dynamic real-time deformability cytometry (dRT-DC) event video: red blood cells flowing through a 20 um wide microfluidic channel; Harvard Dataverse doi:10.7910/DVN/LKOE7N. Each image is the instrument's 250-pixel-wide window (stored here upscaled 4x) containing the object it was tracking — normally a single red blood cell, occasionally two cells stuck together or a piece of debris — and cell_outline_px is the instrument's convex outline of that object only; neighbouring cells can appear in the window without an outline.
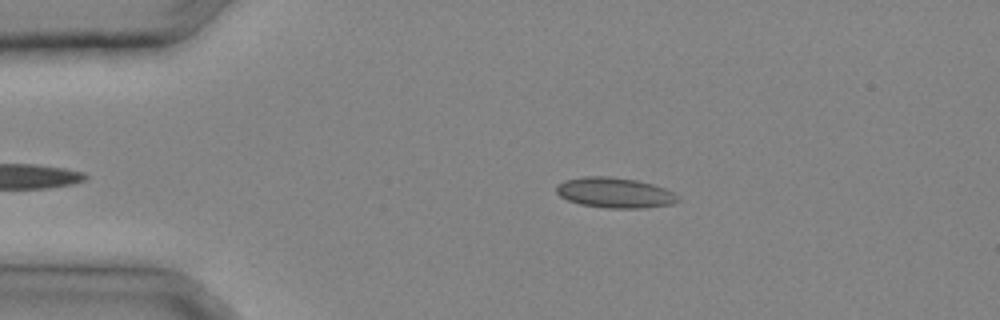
{"species": "common noctule bat (a hibernating species)", "species_latin": "Nyctalus noctula", "temperature_condition": "cold", "stored_images_in_passage": 26, "camera_frame_rate_fps": 3000, "um_per_image_px": 0.085, "animal": {"sex": "male", "body_mass_g": 20.4}, "frame": {"image": 1, "passage_image": 1, "time_ms": 0.0, "image_size_px": [1000, 320], "cell_outline_px": [[680, 200], [672, 204], [644, 208], [608, 208], [580, 204], [568, 200], [560, 196], [556, 192], [556, 184], [564, 180], [584, 176], [608, 176], [636, 180], [652, 184], [664, 188], [680, 196]], "centroid_in_image_um": [52.25, 16.38], "position_along_channel_um": 32.8, "area_um2": 21.56}}
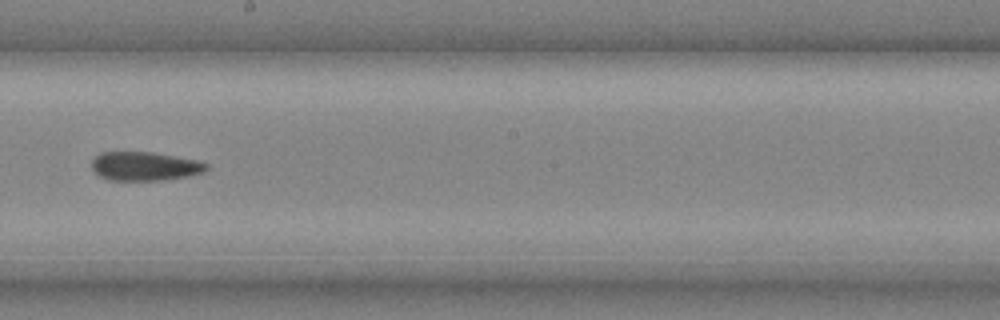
{"frame": {"image": 2, "passage_image": 13, "time_ms": 4.0, "image_size_px": [1000, 320], "cell_outline_px": [[208, 168], [204, 172], [188, 176], [164, 180], [108, 180], [100, 176], [92, 168], [92, 160], [100, 152], [152, 152], [176, 156], [196, 160], [208, 164]], "centroid_in_image_um": [12.31, 14.13], "position_along_channel_um": 235.9, "area_um2": 19.25}}
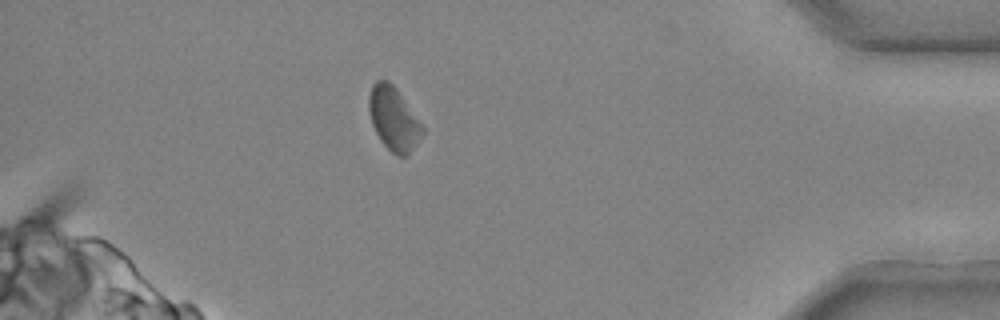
{"frame": {"image": 3, "passage_image": 23, "time_ms": 7.333, "image_size_px": [1000, 320], "cell_outline_px": [[424, 132], [416, 144], [404, 156], [396, 156], [380, 140], [372, 124], [368, 108], [368, 96], [372, 84], [376, 80], [388, 80], [396, 88], [424, 128]], "centroid_in_image_um": [33.42, 10.07], "position_along_channel_um": 401.8, "area_um2": 19.48}}